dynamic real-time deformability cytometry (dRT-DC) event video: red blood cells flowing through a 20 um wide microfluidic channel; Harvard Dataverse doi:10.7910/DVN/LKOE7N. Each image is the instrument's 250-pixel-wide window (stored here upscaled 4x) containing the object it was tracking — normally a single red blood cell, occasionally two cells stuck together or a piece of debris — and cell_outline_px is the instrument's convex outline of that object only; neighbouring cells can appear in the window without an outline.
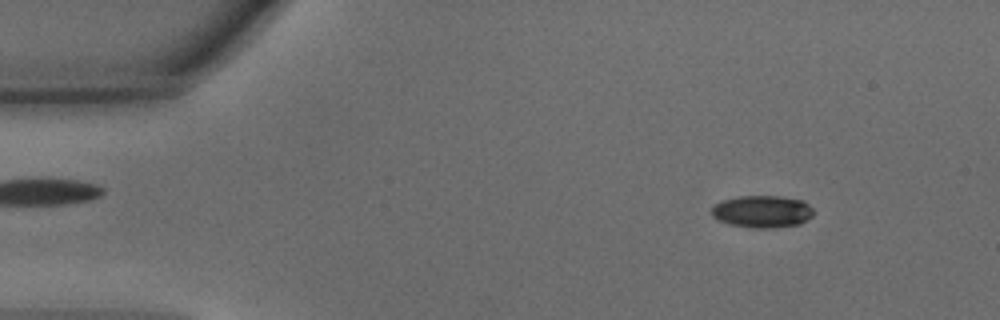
{"species": "common noctule bat (a hibernating species)", "species_latin": "Nyctalus noctula", "temperature_condition": "warm", "stored_images_in_passage": 46, "camera_frame_rate_fps": 3000, "um_per_image_px": 0.085, "animal": {"sex": "male", "body_mass_g": 15.6}, "frame": {"image": 1, "passage_image": 5, "time_ms": 1.333, "image_size_px": [1000, 320], "cell_outline_px": [[812, 216], [800, 224], [776, 228], [752, 228], [728, 224], [712, 216], [712, 204], [720, 200], [740, 196], [780, 196], [804, 200], [812, 208]], "centroid_in_image_um": [64.77, 17.98], "position_along_channel_um": 20.2, "area_um2": 19.36}}
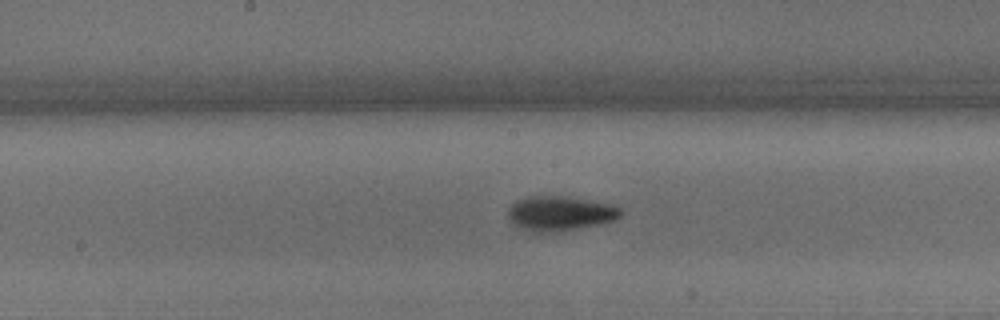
{"frame": {"image": 2, "passage_image": 23, "time_ms": 7.333, "image_size_px": [1000, 320], "cell_outline_px": [[620, 216], [612, 220], [600, 224], [560, 232], [528, 232], [516, 224], [508, 216], [508, 208], [516, 200], [528, 196], [564, 196], [608, 204], [620, 208]], "centroid_in_image_um": [47.55, 18.15], "position_along_channel_um": 200.6, "area_um2": 22.48}}
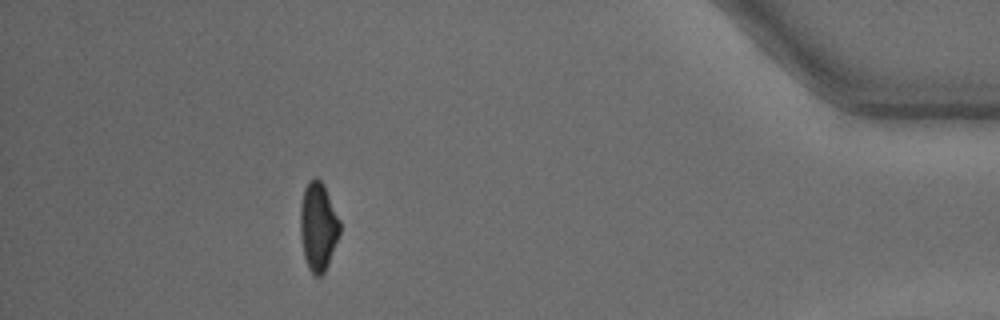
{"frame": {"image": 3, "passage_image": 41, "time_ms": 13.333, "image_size_px": [1000, 320], "cell_outline_px": [[340, 232], [328, 264], [324, 272], [320, 276], [316, 276], [308, 268], [304, 256], [300, 232], [300, 204], [304, 188], [308, 180], [312, 176], [316, 176], [324, 184], [340, 220]], "centroid_in_image_um": [27.03, 19.19], "position_along_channel_um": 408.2, "area_um2": 20.52}, "authors_computed_cell_mechanics": {"area_um2": 20.6635, "velocity_mm_per_s": 4.3623, "shape_relaxation_time_tau1_ms": 2.0747, "shape_relaxation_time_tau2_ms": 4.0053, "deformation_change_tau1": 0.1389, "deformation_change_tau2": 0.0907}}